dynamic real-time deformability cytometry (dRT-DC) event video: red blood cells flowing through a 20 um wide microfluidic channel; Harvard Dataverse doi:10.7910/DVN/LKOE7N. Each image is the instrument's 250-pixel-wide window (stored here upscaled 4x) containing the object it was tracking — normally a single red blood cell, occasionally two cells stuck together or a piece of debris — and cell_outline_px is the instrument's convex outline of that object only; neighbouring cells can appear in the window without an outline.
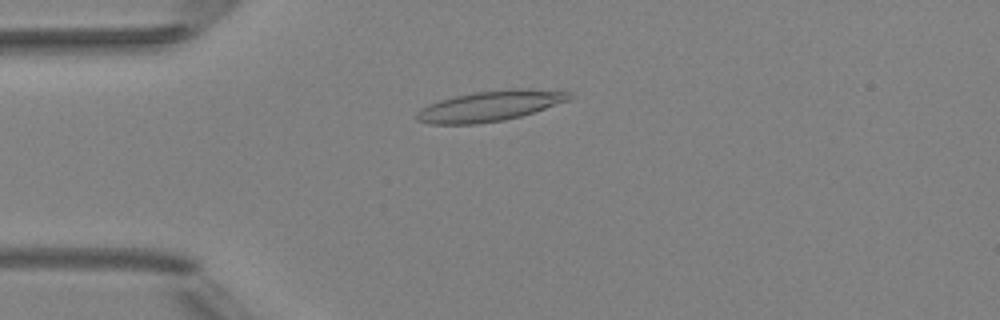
{"species": "Egyptian fruit bat (a non-hibernating species)", "species_latin": "Rousettus aegyptiacus", "temperature_condition": "room temperature", "stored_images_in_passage": 4, "camera_frame_rate_fps": 3000, "um_per_image_px": 0.085, "animal": {"sex": "female"}, "frame": {"image": 1, "passage_image": 4, "time_ms": 3.667, "image_size_px": [1000, 320], "cell_outline_px": [[572, 96], [568, 100], [520, 116], [504, 120], [476, 124], [428, 124], [416, 120], [416, 112], [420, 108], [428, 104], [440, 100], [456, 96], [476, 92], [520, 88], [528, 88], [568, 92]], "centroid_in_image_um": [41.58, 9.02], "position_along_channel_um": 43.4, "area_um2": 26.7}}